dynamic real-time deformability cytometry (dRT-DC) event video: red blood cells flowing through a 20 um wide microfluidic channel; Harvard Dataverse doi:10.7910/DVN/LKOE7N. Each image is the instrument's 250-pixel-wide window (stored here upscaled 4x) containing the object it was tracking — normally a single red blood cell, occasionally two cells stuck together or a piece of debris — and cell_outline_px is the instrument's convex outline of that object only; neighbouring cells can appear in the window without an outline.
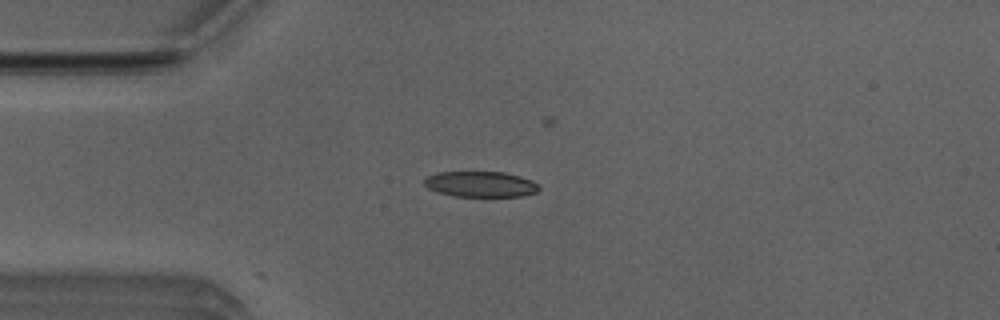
{"species": "Egyptian fruit bat (a non-hibernating species)", "species_latin": "Rousettus aegyptiacus", "temperature_condition": "room temperature", "stored_images_in_passage": 7, "camera_frame_rate_fps": 3000, "um_per_image_px": 0.085, "animal": {"sex": "male"}, "frame": {"image": 1, "passage_image": 5, "time_ms": 1.333, "image_size_px": [1000, 320], "cell_outline_px": [[540, 188], [536, 192], [520, 196], [452, 196], [436, 192], [428, 188], [424, 184], [424, 180], [428, 176], [436, 172], [504, 172], [520, 176], [532, 180]], "centroid_in_image_um": [40.82, 15.65], "position_along_channel_um": 44.2, "area_um2": 17.11}}